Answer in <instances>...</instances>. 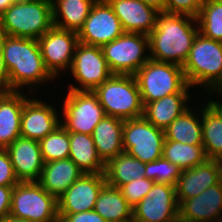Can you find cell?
<instances>
[{
	"mask_svg": "<svg viewBox=\"0 0 222 222\" xmlns=\"http://www.w3.org/2000/svg\"><path fill=\"white\" fill-rule=\"evenodd\" d=\"M178 206L175 186L155 182L133 208L132 222H173L179 215Z\"/></svg>",
	"mask_w": 222,
	"mask_h": 222,
	"instance_id": "5bb4252c",
	"label": "cell"
},
{
	"mask_svg": "<svg viewBox=\"0 0 222 222\" xmlns=\"http://www.w3.org/2000/svg\"><path fill=\"white\" fill-rule=\"evenodd\" d=\"M106 184L104 173L83 174L58 199V215L94 210L98 195Z\"/></svg>",
	"mask_w": 222,
	"mask_h": 222,
	"instance_id": "9a60e30c",
	"label": "cell"
},
{
	"mask_svg": "<svg viewBox=\"0 0 222 222\" xmlns=\"http://www.w3.org/2000/svg\"><path fill=\"white\" fill-rule=\"evenodd\" d=\"M3 58L9 73V91H23L26 87L30 89L26 91L35 93V87L55 80L45 68L36 39L3 34Z\"/></svg>",
	"mask_w": 222,
	"mask_h": 222,
	"instance_id": "7a4b0ae2",
	"label": "cell"
},
{
	"mask_svg": "<svg viewBox=\"0 0 222 222\" xmlns=\"http://www.w3.org/2000/svg\"><path fill=\"white\" fill-rule=\"evenodd\" d=\"M57 113L54 105L47 104L46 101L42 102L35 96L28 98L24 102L21 114V137L39 142L61 125L62 115Z\"/></svg>",
	"mask_w": 222,
	"mask_h": 222,
	"instance_id": "2e32d148",
	"label": "cell"
},
{
	"mask_svg": "<svg viewBox=\"0 0 222 222\" xmlns=\"http://www.w3.org/2000/svg\"><path fill=\"white\" fill-rule=\"evenodd\" d=\"M37 41L45 68L55 79L70 70L79 43L78 32L53 25Z\"/></svg>",
	"mask_w": 222,
	"mask_h": 222,
	"instance_id": "7c38bea8",
	"label": "cell"
},
{
	"mask_svg": "<svg viewBox=\"0 0 222 222\" xmlns=\"http://www.w3.org/2000/svg\"><path fill=\"white\" fill-rule=\"evenodd\" d=\"M143 106L176 93H189L182 66L149 59L134 75Z\"/></svg>",
	"mask_w": 222,
	"mask_h": 222,
	"instance_id": "8992f818",
	"label": "cell"
},
{
	"mask_svg": "<svg viewBox=\"0 0 222 222\" xmlns=\"http://www.w3.org/2000/svg\"><path fill=\"white\" fill-rule=\"evenodd\" d=\"M30 93L0 91V149H6L19 137L24 102Z\"/></svg>",
	"mask_w": 222,
	"mask_h": 222,
	"instance_id": "44dd1931",
	"label": "cell"
},
{
	"mask_svg": "<svg viewBox=\"0 0 222 222\" xmlns=\"http://www.w3.org/2000/svg\"><path fill=\"white\" fill-rule=\"evenodd\" d=\"M2 222H30V221L9 215Z\"/></svg>",
	"mask_w": 222,
	"mask_h": 222,
	"instance_id": "ee69618b",
	"label": "cell"
},
{
	"mask_svg": "<svg viewBox=\"0 0 222 222\" xmlns=\"http://www.w3.org/2000/svg\"><path fill=\"white\" fill-rule=\"evenodd\" d=\"M173 222H194V221H189L184 218H181L179 215L175 218Z\"/></svg>",
	"mask_w": 222,
	"mask_h": 222,
	"instance_id": "f6af8a7d",
	"label": "cell"
},
{
	"mask_svg": "<svg viewBox=\"0 0 222 222\" xmlns=\"http://www.w3.org/2000/svg\"><path fill=\"white\" fill-rule=\"evenodd\" d=\"M96 0H52L53 25L79 32Z\"/></svg>",
	"mask_w": 222,
	"mask_h": 222,
	"instance_id": "d4e9b609",
	"label": "cell"
},
{
	"mask_svg": "<svg viewBox=\"0 0 222 222\" xmlns=\"http://www.w3.org/2000/svg\"><path fill=\"white\" fill-rule=\"evenodd\" d=\"M59 222H106L96 211L75 213L72 215H58Z\"/></svg>",
	"mask_w": 222,
	"mask_h": 222,
	"instance_id": "74e56055",
	"label": "cell"
},
{
	"mask_svg": "<svg viewBox=\"0 0 222 222\" xmlns=\"http://www.w3.org/2000/svg\"><path fill=\"white\" fill-rule=\"evenodd\" d=\"M162 157L182 171L196 167L207 159L203 145H189L173 140L164 141Z\"/></svg>",
	"mask_w": 222,
	"mask_h": 222,
	"instance_id": "4dcf8cb0",
	"label": "cell"
},
{
	"mask_svg": "<svg viewBox=\"0 0 222 222\" xmlns=\"http://www.w3.org/2000/svg\"><path fill=\"white\" fill-rule=\"evenodd\" d=\"M13 188L14 186H0V222L10 215Z\"/></svg>",
	"mask_w": 222,
	"mask_h": 222,
	"instance_id": "f35d334b",
	"label": "cell"
},
{
	"mask_svg": "<svg viewBox=\"0 0 222 222\" xmlns=\"http://www.w3.org/2000/svg\"><path fill=\"white\" fill-rule=\"evenodd\" d=\"M213 93V94H212ZM214 93L217 95L216 97H222V92H220V91H210V92H206V93H204V94H207V95H209L210 97H211V94H212V96L214 97ZM215 98L216 99V101H214L213 99L211 100H208L207 101V99H205L206 100V102H208V104L221 116V118H222V100L219 98ZM218 99V100H217Z\"/></svg>",
	"mask_w": 222,
	"mask_h": 222,
	"instance_id": "60d3db41",
	"label": "cell"
},
{
	"mask_svg": "<svg viewBox=\"0 0 222 222\" xmlns=\"http://www.w3.org/2000/svg\"><path fill=\"white\" fill-rule=\"evenodd\" d=\"M198 32L195 17L159 13L156 26L148 35L150 58L183 66Z\"/></svg>",
	"mask_w": 222,
	"mask_h": 222,
	"instance_id": "6da1fadb",
	"label": "cell"
},
{
	"mask_svg": "<svg viewBox=\"0 0 222 222\" xmlns=\"http://www.w3.org/2000/svg\"><path fill=\"white\" fill-rule=\"evenodd\" d=\"M158 12H165L166 0H140Z\"/></svg>",
	"mask_w": 222,
	"mask_h": 222,
	"instance_id": "b9f144b4",
	"label": "cell"
},
{
	"mask_svg": "<svg viewBox=\"0 0 222 222\" xmlns=\"http://www.w3.org/2000/svg\"><path fill=\"white\" fill-rule=\"evenodd\" d=\"M154 183L153 180L144 177L142 179L132 180L131 182L122 185L119 189L128 204L134 208L147 196V193L151 190Z\"/></svg>",
	"mask_w": 222,
	"mask_h": 222,
	"instance_id": "e575fe53",
	"label": "cell"
},
{
	"mask_svg": "<svg viewBox=\"0 0 222 222\" xmlns=\"http://www.w3.org/2000/svg\"><path fill=\"white\" fill-rule=\"evenodd\" d=\"M69 158L84 174L105 173V164L97 154L92 135L70 132Z\"/></svg>",
	"mask_w": 222,
	"mask_h": 222,
	"instance_id": "4316f807",
	"label": "cell"
},
{
	"mask_svg": "<svg viewBox=\"0 0 222 222\" xmlns=\"http://www.w3.org/2000/svg\"><path fill=\"white\" fill-rule=\"evenodd\" d=\"M0 91H9V73L3 58V33L0 31Z\"/></svg>",
	"mask_w": 222,
	"mask_h": 222,
	"instance_id": "ab89813d",
	"label": "cell"
},
{
	"mask_svg": "<svg viewBox=\"0 0 222 222\" xmlns=\"http://www.w3.org/2000/svg\"><path fill=\"white\" fill-rule=\"evenodd\" d=\"M39 145L45 163L69 158L70 132L60 125L40 140Z\"/></svg>",
	"mask_w": 222,
	"mask_h": 222,
	"instance_id": "d6a6232c",
	"label": "cell"
},
{
	"mask_svg": "<svg viewBox=\"0 0 222 222\" xmlns=\"http://www.w3.org/2000/svg\"><path fill=\"white\" fill-rule=\"evenodd\" d=\"M119 18L106 0H96L84 26L78 32L79 42L102 47L122 35Z\"/></svg>",
	"mask_w": 222,
	"mask_h": 222,
	"instance_id": "4fadbf2b",
	"label": "cell"
},
{
	"mask_svg": "<svg viewBox=\"0 0 222 222\" xmlns=\"http://www.w3.org/2000/svg\"><path fill=\"white\" fill-rule=\"evenodd\" d=\"M119 18L124 32L149 35L160 12L140 0H106Z\"/></svg>",
	"mask_w": 222,
	"mask_h": 222,
	"instance_id": "d6986e66",
	"label": "cell"
},
{
	"mask_svg": "<svg viewBox=\"0 0 222 222\" xmlns=\"http://www.w3.org/2000/svg\"><path fill=\"white\" fill-rule=\"evenodd\" d=\"M123 148L130 156L144 163L162 157L165 132L144 117L124 120Z\"/></svg>",
	"mask_w": 222,
	"mask_h": 222,
	"instance_id": "30bf717a",
	"label": "cell"
},
{
	"mask_svg": "<svg viewBox=\"0 0 222 222\" xmlns=\"http://www.w3.org/2000/svg\"><path fill=\"white\" fill-rule=\"evenodd\" d=\"M106 116L122 120L143 117V103L134 75L112 74L93 91Z\"/></svg>",
	"mask_w": 222,
	"mask_h": 222,
	"instance_id": "5b68a950",
	"label": "cell"
},
{
	"mask_svg": "<svg viewBox=\"0 0 222 222\" xmlns=\"http://www.w3.org/2000/svg\"><path fill=\"white\" fill-rule=\"evenodd\" d=\"M202 101L201 123L203 148L207 159L222 160V118L205 101Z\"/></svg>",
	"mask_w": 222,
	"mask_h": 222,
	"instance_id": "f546056e",
	"label": "cell"
},
{
	"mask_svg": "<svg viewBox=\"0 0 222 222\" xmlns=\"http://www.w3.org/2000/svg\"><path fill=\"white\" fill-rule=\"evenodd\" d=\"M106 183L120 188L135 179L144 178L145 163L123 152L105 165Z\"/></svg>",
	"mask_w": 222,
	"mask_h": 222,
	"instance_id": "f1b7e54d",
	"label": "cell"
},
{
	"mask_svg": "<svg viewBox=\"0 0 222 222\" xmlns=\"http://www.w3.org/2000/svg\"><path fill=\"white\" fill-rule=\"evenodd\" d=\"M222 180V162L206 159L196 167L183 170L175 185L178 205L186 199L196 197L204 190Z\"/></svg>",
	"mask_w": 222,
	"mask_h": 222,
	"instance_id": "e0dca14e",
	"label": "cell"
},
{
	"mask_svg": "<svg viewBox=\"0 0 222 222\" xmlns=\"http://www.w3.org/2000/svg\"><path fill=\"white\" fill-rule=\"evenodd\" d=\"M123 124L124 120L105 115L93 130L92 139L97 154L105 165L124 152Z\"/></svg>",
	"mask_w": 222,
	"mask_h": 222,
	"instance_id": "7402d4cb",
	"label": "cell"
},
{
	"mask_svg": "<svg viewBox=\"0 0 222 222\" xmlns=\"http://www.w3.org/2000/svg\"><path fill=\"white\" fill-rule=\"evenodd\" d=\"M179 216L194 222H222V180L179 204Z\"/></svg>",
	"mask_w": 222,
	"mask_h": 222,
	"instance_id": "ffe728a7",
	"label": "cell"
},
{
	"mask_svg": "<svg viewBox=\"0 0 222 222\" xmlns=\"http://www.w3.org/2000/svg\"><path fill=\"white\" fill-rule=\"evenodd\" d=\"M200 108L201 104L199 109L194 112V109L190 107L172 121L164 130L165 140H173L189 145H203Z\"/></svg>",
	"mask_w": 222,
	"mask_h": 222,
	"instance_id": "83f0119b",
	"label": "cell"
},
{
	"mask_svg": "<svg viewBox=\"0 0 222 222\" xmlns=\"http://www.w3.org/2000/svg\"><path fill=\"white\" fill-rule=\"evenodd\" d=\"M94 211H96L106 222H132L133 208L122 196L119 188L108 185L101 189Z\"/></svg>",
	"mask_w": 222,
	"mask_h": 222,
	"instance_id": "484cf974",
	"label": "cell"
},
{
	"mask_svg": "<svg viewBox=\"0 0 222 222\" xmlns=\"http://www.w3.org/2000/svg\"><path fill=\"white\" fill-rule=\"evenodd\" d=\"M52 26V0L16 2L0 16V31L11 37L38 40Z\"/></svg>",
	"mask_w": 222,
	"mask_h": 222,
	"instance_id": "277c9868",
	"label": "cell"
},
{
	"mask_svg": "<svg viewBox=\"0 0 222 222\" xmlns=\"http://www.w3.org/2000/svg\"><path fill=\"white\" fill-rule=\"evenodd\" d=\"M6 150L19 182L39 180L45 162L38 141L19 137Z\"/></svg>",
	"mask_w": 222,
	"mask_h": 222,
	"instance_id": "ac0fdd59",
	"label": "cell"
},
{
	"mask_svg": "<svg viewBox=\"0 0 222 222\" xmlns=\"http://www.w3.org/2000/svg\"><path fill=\"white\" fill-rule=\"evenodd\" d=\"M83 174L70 158L54 160L44 164L37 182L58 199Z\"/></svg>",
	"mask_w": 222,
	"mask_h": 222,
	"instance_id": "603a6c76",
	"label": "cell"
},
{
	"mask_svg": "<svg viewBox=\"0 0 222 222\" xmlns=\"http://www.w3.org/2000/svg\"><path fill=\"white\" fill-rule=\"evenodd\" d=\"M182 170L169 160L161 157L149 163H145L144 177L156 183H165L175 186Z\"/></svg>",
	"mask_w": 222,
	"mask_h": 222,
	"instance_id": "836d02e7",
	"label": "cell"
},
{
	"mask_svg": "<svg viewBox=\"0 0 222 222\" xmlns=\"http://www.w3.org/2000/svg\"><path fill=\"white\" fill-rule=\"evenodd\" d=\"M10 215L30 222H59L57 198L37 181L19 182L12 190Z\"/></svg>",
	"mask_w": 222,
	"mask_h": 222,
	"instance_id": "52a82bcc",
	"label": "cell"
},
{
	"mask_svg": "<svg viewBox=\"0 0 222 222\" xmlns=\"http://www.w3.org/2000/svg\"><path fill=\"white\" fill-rule=\"evenodd\" d=\"M182 68L192 88L222 92V42L198 32Z\"/></svg>",
	"mask_w": 222,
	"mask_h": 222,
	"instance_id": "3957f363",
	"label": "cell"
},
{
	"mask_svg": "<svg viewBox=\"0 0 222 222\" xmlns=\"http://www.w3.org/2000/svg\"><path fill=\"white\" fill-rule=\"evenodd\" d=\"M27 0H0V16L13 4L16 2H23Z\"/></svg>",
	"mask_w": 222,
	"mask_h": 222,
	"instance_id": "7bdbcfd3",
	"label": "cell"
},
{
	"mask_svg": "<svg viewBox=\"0 0 222 222\" xmlns=\"http://www.w3.org/2000/svg\"><path fill=\"white\" fill-rule=\"evenodd\" d=\"M190 98L191 93H176L149 102L143 107V117L156 128L165 130L172 121L191 107L187 105Z\"/></svg>",
	"mask_w": 222,
	"mask_h": 222,
	"instance_id": "cb8c5ba5",
	"label": "cell"
},
{
	"mask_svg": "<svg viewBox=\"0 0 222 222\" xmlns=\"http://www.w3.org/2000/svg\"><path fill=\"white\" fill-rule=\"evenodd\" d=\"M204 0H166L165 13L197 17Z\"/></svg>",
	"mask_w": 222,
	"mask_h": 222,
	"instance_id": "d590c367",
	"label": "cell"
},
{
	"mask_svg": "<svg viewBox=\"0 0 222 222\" xmlns=\"http://www.w3.org/2000/svg\"><path fill=\"white\" fill-rule=\"evenodd\" d=\"M101 49L112 74L135 75L150 59L149 37L142 33L124 32Z\"/></svg>",
	"mask_w": 222,
	"mask_h": 222,
	"instance_id": "ba28073f",
	"label": "cell"
},
{
	"mask_svg": "<svg viewBox=\"0 0 222 222\" xmlns=\"http://www.w3.org/2000/svg\"><path fill=\"white\" fill-rule=\"evenodd\" d=\"M62 102L61 125L68 131L92 135L95 126L105 116L98 96L93 91L67 90Z\"/></svg>",
	"mask_w": 222,
	"mask_h": 222,
	"instance_id": "9c48e42d",
	"label": "cell"
},
{
	"mask_svg": "<svg viewBox=\"0 0 222 222\" xmlns=\"http://www.w3.org/2000/svg\"><path fill=\"white\" fill-rule=\"evenodd\" d=\"M18 183L8 151L0 149V186H15Z\"/></svg>",
	"mask_w": 222,
	"mask_h": 222,
	"instance_id": "8d00e7d4",
	"label": "cell"
},
{
	"mask_svg": "<svg viewBox=\"0 0 222 222\" xmlns=\"http://www.w3.org/2000/svg\"><path fill=\"white\" fill-rule=\"evenodd\" d=\"M196 19L199 33L222 42V0H204Z\"/></svg>",
	"mask_w": 222,
	"mask_h": 222,
	"instance_id": "1f68e13d",
	"label": "cell"
},
{
	"mask_svg": "<svg viewBox=\"0 0 222 222\" xmlns=\"http://www.w3.org/2000/svg\"><path fill=\"white\" fill-rule=\"evenodd\" d=\"M69 71L78 85L69 83L68 89L75 91H94L112 75L101 47L80 42Z\"/></svg>",
	"mask_w": 222,
	"mask_h": 222,
	"instance_id": "8fae6325",
	"label": "cell"
}]
</instances>
